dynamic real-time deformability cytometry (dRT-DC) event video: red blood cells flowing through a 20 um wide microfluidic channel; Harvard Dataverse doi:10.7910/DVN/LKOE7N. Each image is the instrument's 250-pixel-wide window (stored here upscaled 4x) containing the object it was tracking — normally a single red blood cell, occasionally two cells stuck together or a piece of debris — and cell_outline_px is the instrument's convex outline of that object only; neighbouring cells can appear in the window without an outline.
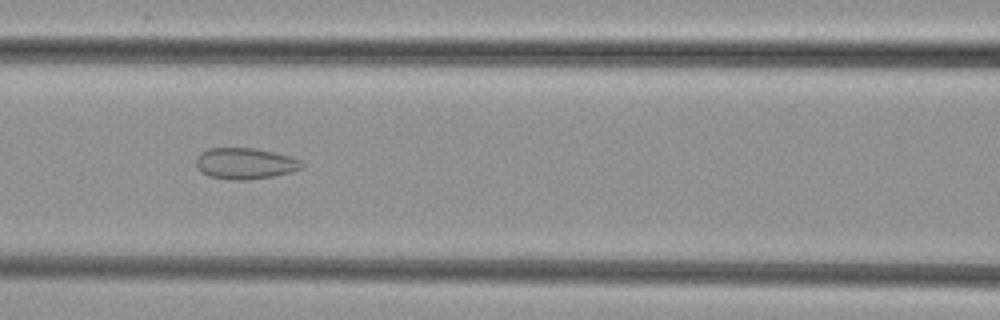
{"species": "common noctule bat (a hibernating species)", "species_latin": "Nyctalus noctula", "temperature_condition": "cold", "stored_images_in_passage": 31, "camera_frame_rate_fps": 3000, "um_per_image_px": 0.085, "animal": {"sex": "female", "body_mass_g": 29.2, "forearm_length_mm": 56.3}, "frame": {"image": 1, "passage_image": 12, "time_ms": 3.667, "image_size_px": [1000, 320], "cell_outline_px": [[304, 168], [292, 172], [272, 176], [244, 180], [228, 180], [208, 176], [200, 172], [196, 168], [196, 156], [200, 152], [208, 148], [256, 148], [292, 156], [300, 160], [304, 164]], "centroid_in_image_um": [20.82, 13.89], "position_along_channel_um": 145.8, "area_um2": 19.59}}
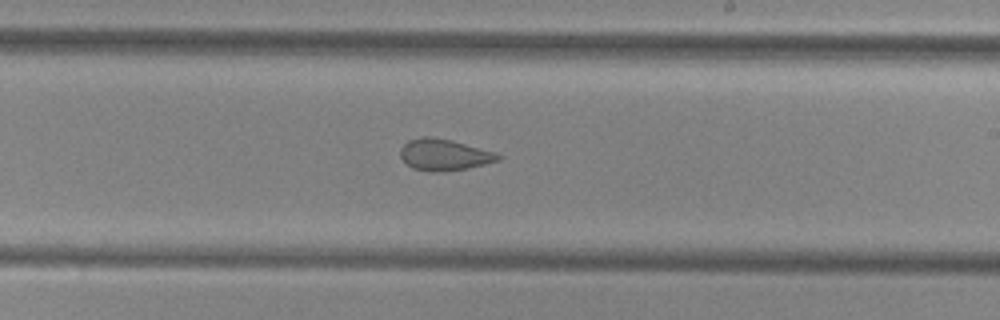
{"frame": {"image": 2, "passage_image": 20, "time_ms": 6.333, "image_size_px": [1000, 320], "cell_outline_px": [[504, 156], [500, 160], [468, 168], [436, 172], [428, 172], [412, 168], [400, 156], [400, 148], [408, 140], [420, 136], [432, 136], [452, 140], [496, 152]], "centroid_in_image_um": [37.76, 13.14], "position_along_channel_um": 251.2, "area_um2": 18.09}}
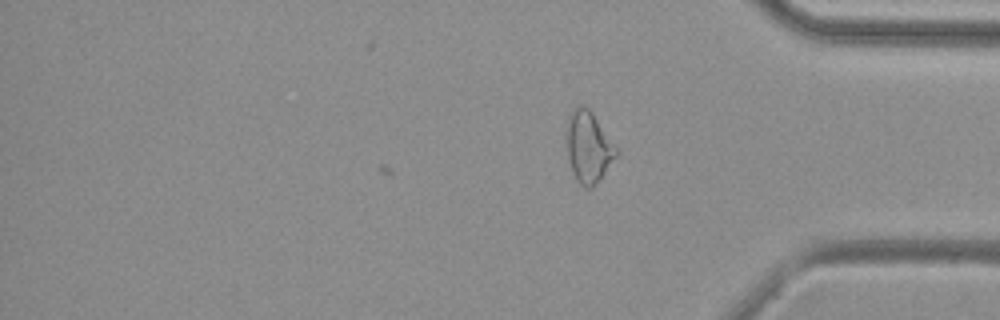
{"frame": {"image": 3, "passage_image": 31, "time_ms": 10.0, "image_size_px": [1000, 320], "cell_outline_px": [[620, 152], [596, 184], [592, 188], [588, 188], [580, 184], [576, 180], [572, 172], [568, 156], [564, 132], [568, 116], [576, 104], [580, 104], [588, 108], [592, 112]], "centroid_in_image_um": [49.98, 12.46], "position_along_channel_um": 385.2, "area_um2": 20.98}}